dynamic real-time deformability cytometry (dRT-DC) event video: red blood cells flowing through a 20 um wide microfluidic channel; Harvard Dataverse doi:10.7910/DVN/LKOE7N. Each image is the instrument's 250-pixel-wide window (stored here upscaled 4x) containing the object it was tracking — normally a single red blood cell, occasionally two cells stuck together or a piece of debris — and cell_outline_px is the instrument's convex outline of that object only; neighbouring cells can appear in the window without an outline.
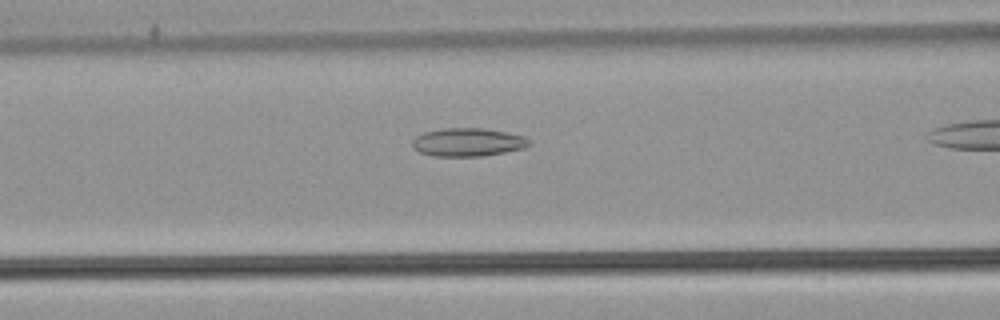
{"species": "common noctule bat (a hibernating species)", "species_latin": "Nyctalus noctula", "temperature_condition": "warm", "stored_images_in_passage": 36, "camera_frame_rate_fps": 3000, "um_per_image_px": 0.085, "animal": {"sex": "male", "body_mass_g": 21.5, "forearm_length_mm": 52.0}, "frame": {"image": 1, "passage_image": 16, "time_ms": 5.0, "image_size_px": [1000, 320], "cell_outline_px": [[532, 144], [524, 148], [504, 152], [480, 156], [432, 156], [420, 152], [412, 148], [412, 140], [416, 136], [424, 132], [444, 128], [484, 128], [508, 132], [524, 136], [532, 140]], "centroid_in_image_um": [39.78, 12.08], "position_along_channel_um": 126.8, "area_um2": 19.42}}
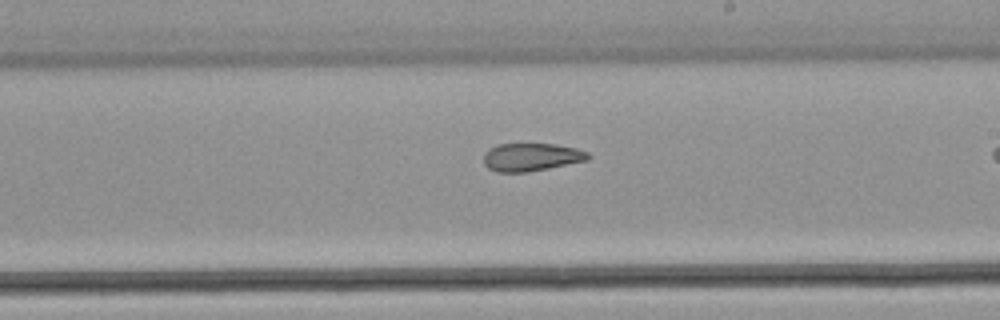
{"frame": {"image": 2, "passage_image": 25, "time_ms": 8.0, "image_size_px": [1000, 320], "cell_outline_px": [[592, 156], [588, 160], [528, 172], [496, 172], [488, 168], [484, 164], [484, 152], [488, 148], [496, 144], [556, 144], [576, 148], [588, 152]], "centroid_in_image_um": [45.15, 13.35], "position_along_channel_um": 243.9, "area_um2": 17.17}}
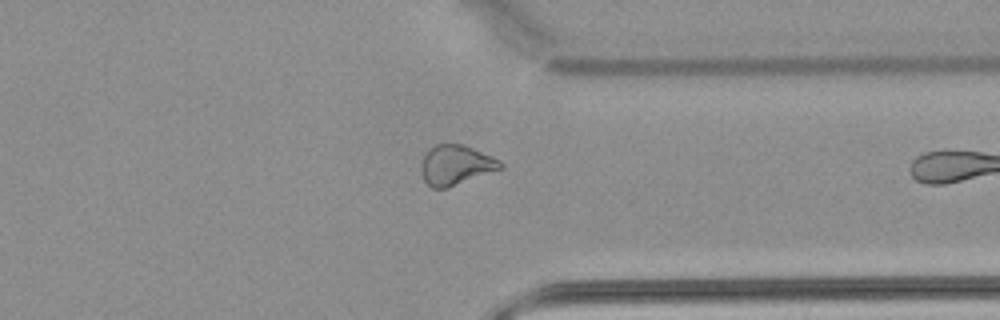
{"frame": {"image": 3, "passage_image": 35, "time_ms": 11.333, "image_size_px": [1000, 320], "cell_outline_px": [[504, 168], [448, 188], [432, 188], [424, 180], [420, 168], [420, 160], [436, 144], [464, 144], [492, 156], [500, 160], [504, 164]], "centroid_in_image_um": [38.77, 14.04], "position_along_channel_um": 372.6, "area_um2": 18.55}}